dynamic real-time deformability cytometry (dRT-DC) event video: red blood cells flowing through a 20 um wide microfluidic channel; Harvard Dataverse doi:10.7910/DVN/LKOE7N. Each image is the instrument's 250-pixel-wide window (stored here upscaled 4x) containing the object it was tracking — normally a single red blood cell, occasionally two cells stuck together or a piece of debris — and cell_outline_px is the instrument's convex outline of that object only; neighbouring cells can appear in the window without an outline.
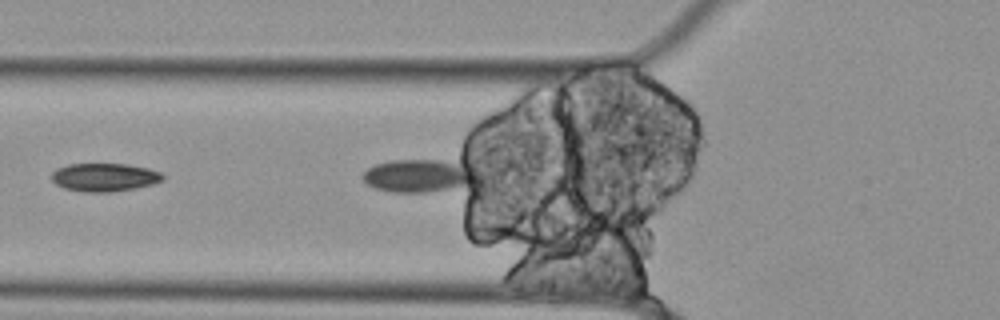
{"species": "Egyptian fruit bat (a non-hibernating species)", "species_latin": "Rousettus aegyptiacus", "temperature_condition": "cold", "stored_images_in_passage": 5, "segment_of_instrument_passage": [2, 2], "camera_frame_rate_fps": 3000, "um_per_image_px": 0.085, "animal": {"sex": "female"}, "frame": {"image": 1, "passage_image": 4, "time_ms": 1.0, "image_size_px": [1000, 320], "cell_outline_px": [[164, 180], [152, 184], [136, 188], [112, 192], [84, 192], [64, 188], [56, 184], [52, 180], [52, 172], [56, 168], [68, 164], [128, 164], [148, 168], [160, 172], [164, 176]], "centroid_in_image_um": [8.88, 15.07], "position_along_channel_um": 116.9, "area_um2": 18.38}}